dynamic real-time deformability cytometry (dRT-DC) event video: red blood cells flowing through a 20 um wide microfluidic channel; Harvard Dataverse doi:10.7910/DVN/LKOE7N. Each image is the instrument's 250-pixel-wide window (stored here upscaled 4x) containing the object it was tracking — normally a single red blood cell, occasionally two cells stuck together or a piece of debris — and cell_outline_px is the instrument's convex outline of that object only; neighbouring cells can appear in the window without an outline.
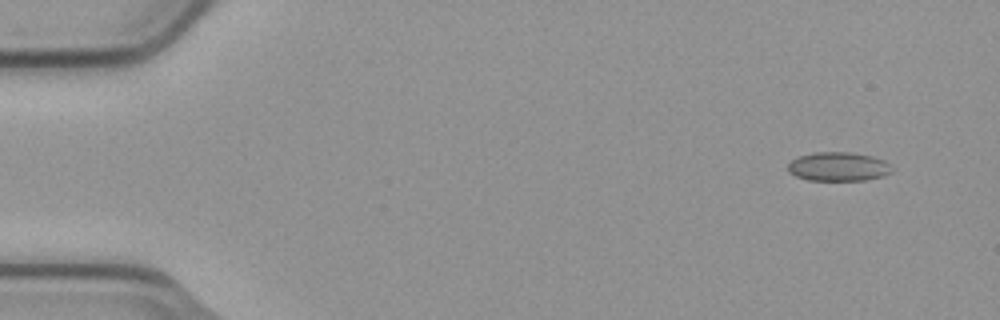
{"species": "common noctule bat (a hibernating species)", "species_latin": "Nyctalus noctula", "temperature_condition": "cold", "stored_images_in_passage": 7, "camera_frame_rate_fps": 3000, "um_per_image_px": 0.085, "animal": {"sex": "male", "body_mass_g": 23.1, "forearm_length_mm": 52.7}, "frame": {"image": 1, "passage_image": 1, "time_ms": 0.0, "image_size_px": [1000, 320], "cell_outline_px": [[892, 172], [880, 176], [864, 180], [808, 180], [796, 176], [788, 172], [788, 164], [792, 160], [800, 156], [812, 152], [852, 152], [872, 156], [884, 160], [888, 164]], "centroid_in_image_um": [71.22, 14.15], "position_along_channel_um": 13.8, "area_um2": 17.4}}
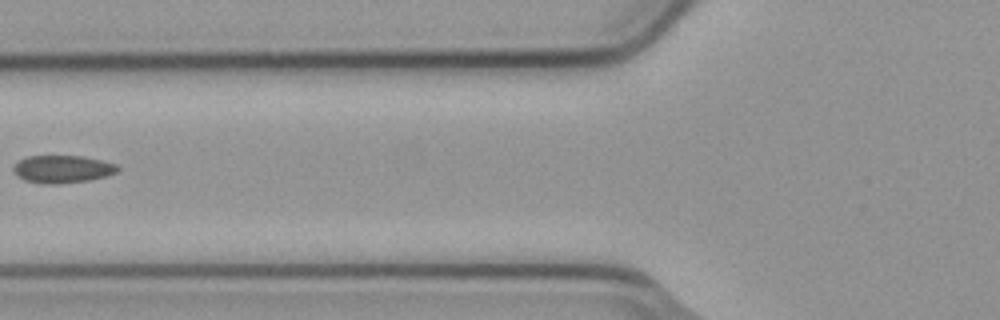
{"frame": {"image": 2, "passage_image": 6, "time_ms": 1.667, "image_size_px": [1000, 320], "cell_outline_px": [[120, 168], [116, 172], [108, 176], [88, 180], [56, 184], [44, 184], [24, 180], [12, 168], [20, 160], [28, 156], [80, 156], [100, 160], [116, 164]], "centroid_in_image_um": [5.34, 14.38], "position_along_channel_um": 120.5, "area_um2": 16.53}}
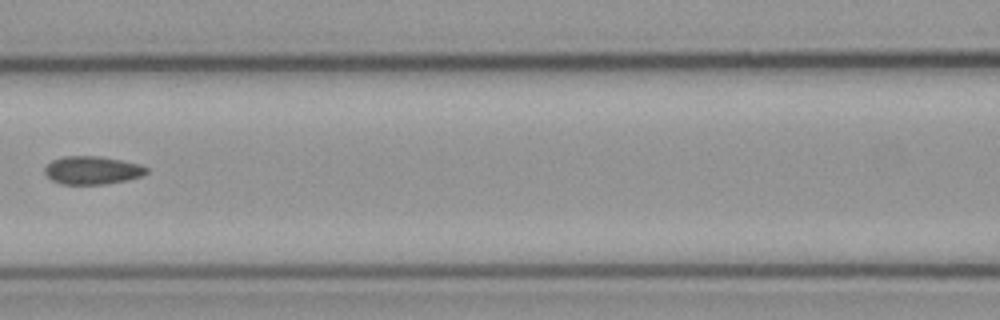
{"frame": {"image": 3, "passage_image": 7, "time_ms": 2.0, "image_size_px": [1000, 320], "cell_outline_px": [[148, 172], [140, 176], [128, 180], [104, 184], [60, 184], [52, 180], [44, 172], [44, 168], [52, 160], [64, 156], [100, 156], [140, 164], [148, 168]], "centroid_in_image_um": [7.84, 14.47], "position_along_channel_um": 158.8, "area_um2": 16.65}}